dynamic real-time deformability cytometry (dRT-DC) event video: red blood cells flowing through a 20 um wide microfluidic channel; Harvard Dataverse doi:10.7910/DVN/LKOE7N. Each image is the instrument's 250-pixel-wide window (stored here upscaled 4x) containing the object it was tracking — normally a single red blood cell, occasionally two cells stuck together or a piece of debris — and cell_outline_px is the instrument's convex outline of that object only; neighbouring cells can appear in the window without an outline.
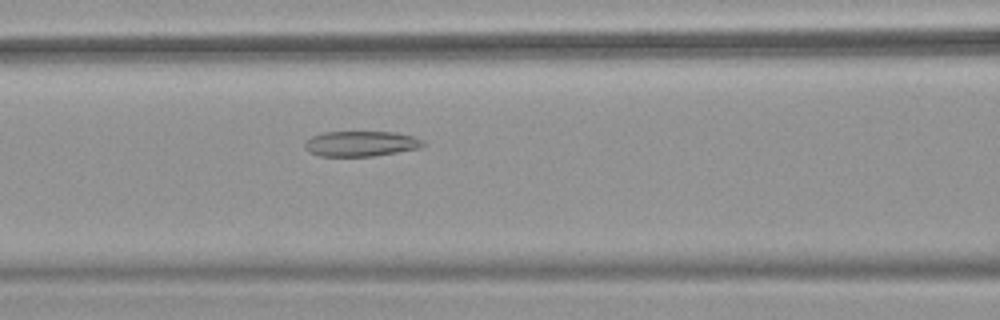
{"species": "common noctule bat (a hibernating species)", "species_latin": "Nyctalus noctula", "temperature_condition": "warm", "stored_images_in_passage": 36, "camera_frame_rate_fps": 3000, "um_per_image_px": 0.085, "animal": {"sex": "female", "body_mass_g": 18.4}, "frame": {"image": 1, "passage_image": 7, "time_ms": 2.0, "image_size_px": [1000, 320], "cell_outline_px": [[428, 144], [420, 148], [372, 156], [320, 156], [308, 152], [304, 144], [312, 136], [324, 132], [396, 132], [412, 136], [424, 140]], "centroid_in_image_um": [30.71, 12.21], "position_along_channel_um": 135.9, "area_um2": 17.46}}
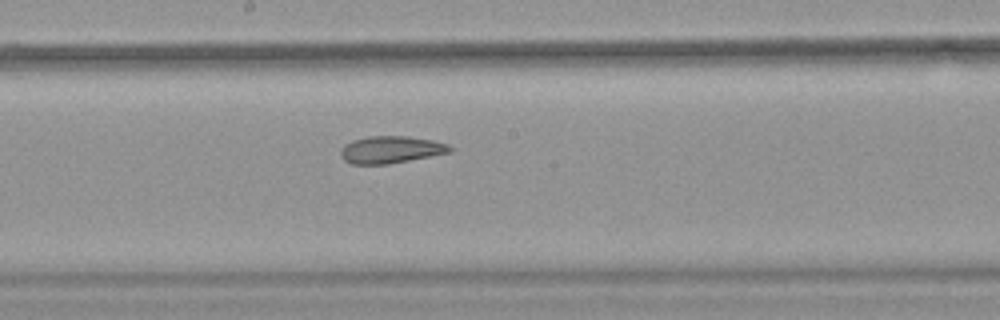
{"frame": {"image": 2, "passage_image": 13, "time_ms": 4.0, "image_size_px": [1000, 320], "cell_outline_px": [[452, 152], [388, 164], [352, 164], [344, 160], [340, 156], [340, 148], [344, 144], [352, 140], [368, 136], [408, 136], [432, 140], [448, 144], [452, 148]], "centroid_in_image_um": [33.19, 12.71], "position_along_channel_um": 215.0, "area_um2": 17.4}}
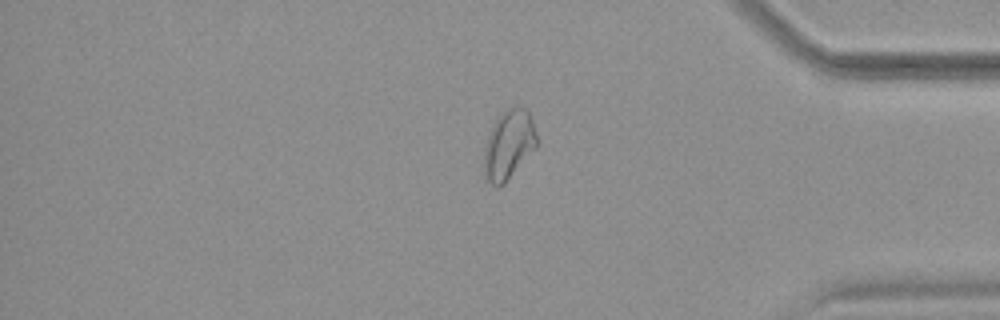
{"frame": {"image": 3, "passage_image": 28, "time_ms": 9.0, "image_size_px": [1000, 320], "cell_outline_px": [[536, 148], [504, 184], [492, 184], [484, 176], [484, 148], [492, 124], [508, 108], [524, 108], [528, 112], [532, 120], [536, 132]], "centroid_in_image_um": [43.23, 12.31], "position_along_channel_um": 392.0, "area_um2": 20.81}, "authors_computed_cell_mechanics": {"area_um2": 18.3515, "velocity_mm_per_s": 3.9699, "shape_relaxation_time_tau1_ms": null, "shape_relaxation_time_tau2_ms": 2.4115, "deformation_change_tau1": null, "deformation_change_tau2": 0.0921}}